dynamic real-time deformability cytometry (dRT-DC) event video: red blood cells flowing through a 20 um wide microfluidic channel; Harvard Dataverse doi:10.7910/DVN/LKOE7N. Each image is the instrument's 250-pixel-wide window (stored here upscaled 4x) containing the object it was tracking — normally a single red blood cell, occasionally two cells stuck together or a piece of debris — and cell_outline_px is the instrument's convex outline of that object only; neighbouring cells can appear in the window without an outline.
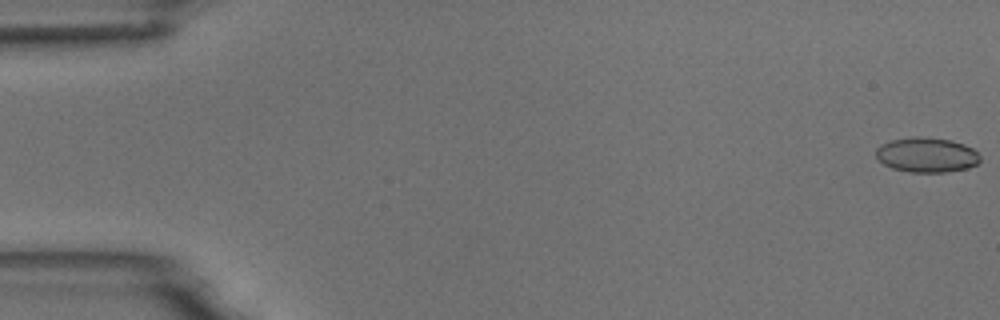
{"species": "common noctule bat (a hibernating species)", "species_latin": "Nyctalus noctula", "temperature_condition": "room temperature", "stored_images_in_passage": 55, "camera_frame_rate_fps": 3000, "um_per_image_px": 0.085, "animal": {"sex": "male", "body_mass_g": 18.8}, "frame": {"image": 1, "passage_image": 1, "time_ms": 0.0, "image_size_px": [1000, 320], "cell_outline_px": [[980, 160], [976, 164], [968, 168], [944, 172], [908, 172], [892, 168], [884, 164], [876, 156], [876, 148], [880, 144], [892, 140], [916, 136], [948, 140], [964, 144], [972, 148], [980, 156]], "centroid_in_image_um": [78.75, 13.17], "position_along_channel_um": 6.3, "area_um2": 20.98}}
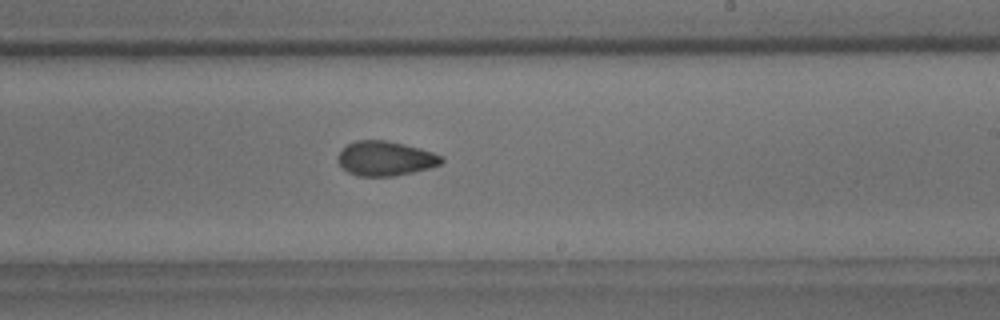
{"frame": {"image": 2, "passage_image": 33, "time_ms": 10.667, "image_size_px": [1000, 320], "cell_outline_px": [[444, 160], [440, 164], [428, 168], [412, 172], [392, 176], [360, 176], [348, 172], [340, 164], [340, 152], [348, 144], [356, 140], [384, 140], [404, 144], [420, 148], [432, 152], [440, 156]], "centroid_in_image_um": [32.77, 13.46], "position_along_channel_um": 256.2, "area_um2": 20.4}}
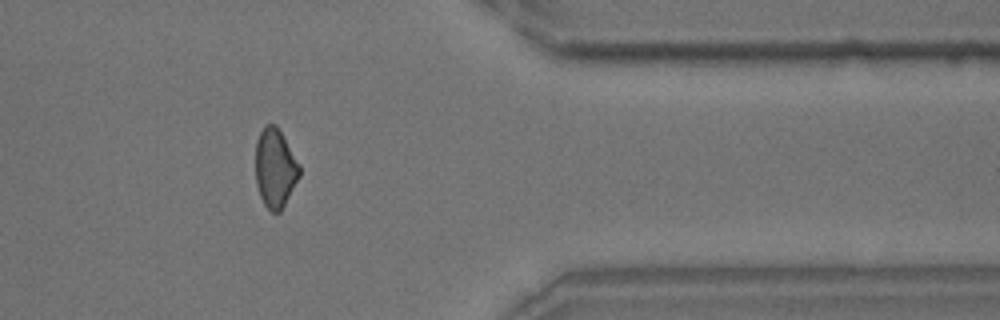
{"frame": {"image": 3, "passage_image": 45, "time_ms": 14.667, "image_size_px": [1000, 320], "cell_outline_px": [[300, 176], [280, 212], [272, 212], [264, 204], [260, 196], [256, 184], [256, 140], [264, 124], [276, 124], [300, 164]], "centroid_in_image_um": [23.38, 14.27], "position_along_channel_um": 388.0, "area_um2": 20.23}, "authors_computed_cell_mechanics": {"area_um2": 21.0392, "velocity_mm_per_s": 3.7284, "shape_relaxation_time_tau1_ms": 6.8382, "shape_relaxation_time_tau2_ms": 3.0831, "deformation_change_tau1": 0.1245, "deformation_change_tau2": 0.0727}}